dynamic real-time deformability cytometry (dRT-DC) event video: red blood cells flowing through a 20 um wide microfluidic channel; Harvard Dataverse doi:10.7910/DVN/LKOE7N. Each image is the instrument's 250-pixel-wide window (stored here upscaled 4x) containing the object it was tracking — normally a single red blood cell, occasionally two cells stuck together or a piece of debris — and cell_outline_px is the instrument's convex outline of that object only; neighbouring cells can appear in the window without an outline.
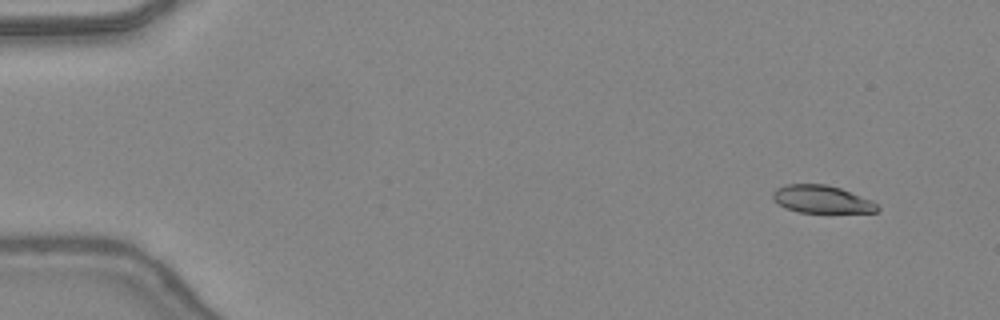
{"species": "common noctule bat (a hibernating species)", "species_latin": "Nyctalus noctula", "temperature_condition": "warm", "stored_images_in_passage": 11, "camera_frame_rate_fps": 3000, "um_per_image_px": 0.085, "animal": {"sex": "female", "body_mass_g": 24.6, "forearm_length_mm": 56.2}, "frame": {"image": 1, "passage_image": 1, "time_ms": 0.0, "image_size_px": [1000, 320], "cell_outline_px": [[880, 208], [876, 212], [800, 212], [788, 208], [780, 204], [772, 196], [772, 192], [776, 188], [788, 184], [824, 184], [840, 188], [872, 200]], "centroid_in_image_um": [69.86, 16.93], "position_along_channel_um": 15.1, "area_um2": 16.53}}